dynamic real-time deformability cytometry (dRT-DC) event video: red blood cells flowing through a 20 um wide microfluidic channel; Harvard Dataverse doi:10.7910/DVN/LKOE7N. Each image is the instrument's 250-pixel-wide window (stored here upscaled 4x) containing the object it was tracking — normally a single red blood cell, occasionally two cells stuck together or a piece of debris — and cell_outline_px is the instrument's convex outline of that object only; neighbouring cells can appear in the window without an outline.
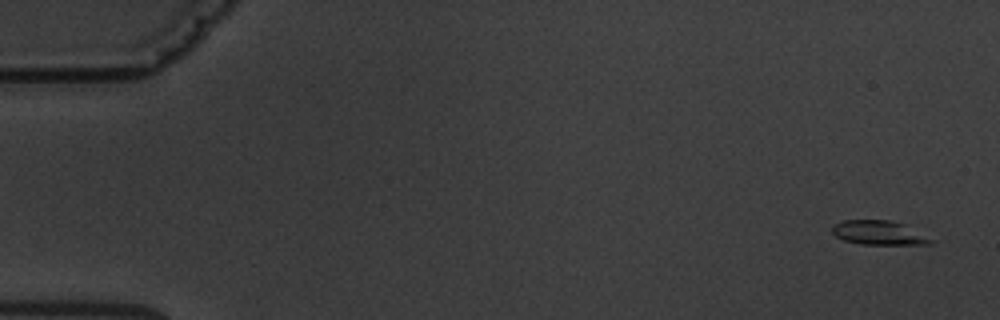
{"species": "common noctule bat (a hibernating species)", "species_latin": "Nyctalus noctula", "temperature_condition": "warm", "stored_images_in_passage": 5, "camera_frame_rate_fps": 3000, "um_per_image_px": 0.085, "animal": {"sex": "male", "body_mass_g": 19.5, "forearm_length_mm": 54.6}, "frame": {"image": 1, "passage_image": 1, "time_ms": 0.0, "image_size_px": [1000, 320], "cell_outline_px": [[936, 240], [932, 244], [860, 244], [844, 240], [836, 236], [832, 232], [832, 224], [844, 220], [888, 220], [904, 224]], "centroid_in_image_um": [74.71, 19.78], "position_along_channel_um": 10.3, "area_um2": 13.93}}
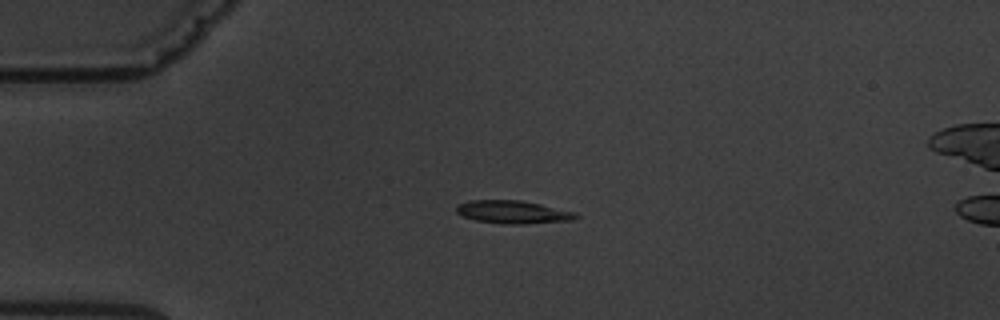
{"frame": {"image": 2, "passage_image": 4, "time_ms": 4.0, "image_size_px": [1000, 320], "cell_outline_px": [[580, 216], [572, 220], [524, 224], [504, 224], [476, 220], [464, 216], [456, 212], [456, 204], [468, 200], [520, 200], [540, 204], [576, 212]], "centroid_in_image_um": [43.59, 18.02], "position_along_channel_um": 41.4, "area_um2": 16.01}}